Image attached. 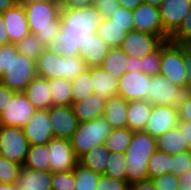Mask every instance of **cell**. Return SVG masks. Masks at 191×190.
Wrapping results in <instances>:
<instances>
[{"mask_svg": "<svg viewBox=\"0 0 191 190\" xmlns=\"http://www.w3.org/2000/svg\"><path fill=\"white\" fill-rule=\"evenodd\" d=\"M126 168L125 155L118 152H110L104 175L127 181Z\"/></svg>", "mask_w": 191, "mask_h": 190, "instance_id": "37", "label": "cell"}, {"mask_svg": "<svg viewBox=\"0 0 191 190\" xmlns=\"http://www.w3.org/2000/svg\"><path fill=\"white\" fill-rule=\"evenodd\" d=\"M18 2L19 0H0V14L16 5Z\"/></svg>", "mask_w": 191, "mask_h": 190, "instance_id": "59", "label": "cell"}, {"mask_svg": "<svg viewBox=\"0 0 191 190\" xmlns=\"http://www.w3.org/2000/svg\"><path fill=\"white\" fill-rule=\"evenodd\" d=\"M60 16V31L47 49L64 57L79 56L80 44L89 34L96 32L104 17L95 5L61 8Z\"/></svg>", "mask_w": 191, "mask_h": 190, "instance_id": "1", "label": "cell"}, {"mask_svg": "<svg viewBox=\"0 0 191 190\" xmlns=\"http://www.w3.org/2000/svg\"><path fill=\"white\" fill-rule=\"evenodd\" d=\"M156 150V138L145 131L133 132L132 140L124 153L129 184L149 179L148 161Z\"/></svg>", "mask_w": 191, "mask_h": 190, "instance_id": "3", "label": "cell"}, {"mask_svg": "<svg viewBox=\"0 0 191 190\" xmlns=\"http://www.w3.org/2000/svg\"><path fill=\"white\" fill-rule=\"evenodd\" d=\"M161 64V46L153 53L141 58V71L149 76L159 74Z\"/></svg>", "mask_w": 191, "mask_h": 190, "instance_id": "41", "label": "cell"}, {"mask_svg": "<svg viewBox=\"0 0 191 190\" xmlns=\"http://www.w3.org/2000/svg\"><path fill=\"white\" fill-rule=\"evenodd\" d=\"M30 34L48 47L57 37L61 27L58 0H41L23 4Z\"/></svg>", "mask_w": 191, "mask_h": 190, "instance_id": "2", "label": "cell"}, {"mask_svg": "<svg viewBox=\"0 0 191 190\" xmlns=\"http://www.w3.org/2000/svg\"><path fill=\"white\" fill-rule=\"evenodd\" d=\"M110 151L105 144L96 146L79 158V164L91 169L93 172L104 175Z\"/></svg>", "mask_w": 191, "mask_h": 190, "instance_id": "28", "label": "cell"}, {"mask_svg": "<svg viewBox=\"0 0 191 190\" xmlns=\"http://www.w3.org/2000/svg\"><path fill=\"white\" fill-rule=\"evenodd\" d=\"M22 128L30 145L47 144L54 138L48 109H37Z\"/></svg>", "mask_w": 191, "mask_h": 190, "instance_id": "17", "label": "cell"}, {"mask_svg": "<svg viewBox=\"0 0 191 190\" xmlns=\"http://www.w3.org/2000/svg\"><path fill=\"white\" fill-rule=\"evenodd\" d=\"M15 190H52V172L22 167Z\"/></svg>", "mask_w": 191, "mask_h": 190, "instance_id": "21", "label": "cell"}, {"mask_svg": "<svg viewBox=\"0 0 191 190\" xmlns=\"http://www.w3.org/2000/svg\"><path fill=\"white\" fill-rule=\"evenodd\" d=\"M150 78L151 76L142 71L125 72L119 78L117 95L127 101L147 100Z\"/></svg>", "mask_w": 191, "mask_h": 190, "instance_id": "13", "label": "cell"}, {"mask_svg": "<svg viewBox=\"0 0 191 190\" xmlns=\"http://www.w3.org/2000/svg\"><path fill=\"white\" fill-rule=\"evenodd\" d=\"M52 106L72 105L71 80L54 78L49 80Z\"/></svg>", "mask_w": 191, "mask_h": 190, "instance_id": "32", "label": "cell"}, {"mask_svg": "<svg viewBox=\"0 0 191 190\" xmlns=\"http://www.w3.org/2000/svg\"><path fill=\"white\" fill-rule=\"evenodd\" d=\"M191 94L188 87H179L161 74L151 76L148 101L152 106L167 105L178 109Z\"/></svg>", "mask_w": 191, "mask_h": 190, "instance_id": "6", "label": "cell"}, {"mask_svg": "<svg viewBox=\"0 0 191 190\" xmlns=\"http://www.w3.org/2000/svg\"><path fill=\"white\" fill-rule=\"evenodd\" d=\"M79 56L87 67H100L107 56L109 45L94 32L86 37L84 43L79 46Z\"/></svg>", "mask_w": 191, "mask_h": 190, "instance_id": "20", "label": "cell"}, {"mask_svg": "<svg viewBox=\"0 0 191 190\" xmlns=\"http://www.w3.org/2000/svg\"><path fill=\"white\" fill-rule=\"evenodd\" d=\"M72 104L95 93L91 81V67L71 81Z\"/></svg>", "mask_w": 191, "mask_h": 190, "instance_id": "34", "label": "cell"}, {"mask_svg": "<svg viewBox=\"0 0 191 190\" xmlns=\"http://www.w3.org/2000/svg\"><path fill=\"white\" fill-rule=\"evenodd\" d=\"M48 160L49 150L47 144L30 145L22 167L38 171H49Z\"/></svg>", "mask_w": 191, "mask_h": 190, "instance_id": "31", "label": "cell"}, {"mask_svg": "<svg viewBox=\"0 0 191 190\" xmlns=\"http://www.w3.org/2000/svg\"><path fill=\"white\" fill-rule=\"evenodd\" d=\"M172 155L156 150L148 161L149 179L171 173Z\"/></svg>", "mask_w": 191, "mask_h": 190, "instance_id": "35", "label": "cell"}, {"mask_svg": "<svg viewBox=\"0 0 191 190\" xmlns=\"http://www.w3.org/2000/svg\"><path fill=\"white\" fill-rule=\"evenodd\" d=\"M88 69L80 56L64 57L45 49L36 60L37 76L48 80L54 78H66L73 80Z\"/></svg>", "mask_w": 191, "mask_h": 190, "instance_id": "4", "label": "cell"}, {"mask_svg": "<svg viewBox=\"0 0 191 190\" xmlns=\"http://www.w3.org/2000/svg\"><path fill=\"white\" fill-rule=\"evenodd\" d=\"M179 45L183 48V50L188 54L191 55V38H186L182 40Z\"/></svg>", "mask_w": 191, "mask_h": 190, "instance_id": "60", "label": "cell"}, {"mask_svg": "<svg viewBox=\"0 0 191 190\" xmlns=\"http://www.w3.org/2000/svg\"><path fill=\"white\" fill-rule=\"evenodd\" d=\"M15 93L16 92L7 88L0 82V114L4 111L9 100L13 98Z\"/></svg>", "mask_w": 191, "mask_h": 190, "instance_id": "50", "label": "cell"}, {"mask_svg": "<svg viewBox=\"0 0 191 190\" xmlns=\"http://www.w3.org/2000/svg\"><path fill=\"white\" fill-rule=\"evenodd\" d=\"M95 7L99 10L100 14L104 18H109L122 6L119 4L118 0H102L97 2Z\"/></svg>", "mask_w": 191, "mask_h": 190, "instance_id": "48", "label": "cell"}, {"mask_svg": "<svg viewBox=\"0 0 191 190\" xmlns=\"http://www.w3.org/2000/svg\"><path fill=\"white\" fill-rule=\"evenodd\" d=\"M76 190H95L100 175L79 164L73 170Z\"/></svg>", "mask_w": 191, "mask_h": 190, "instance_id": "36", "label": "cell"}, {"mask_svg": "<svg viewBox=\"0 0 191 190\" xmlns=\"http://www.w3.org/2000/svg\"><path fill=\"white\" fill-rule=\"evenodd\" d=\"M109 18L128 32L134 30L133 10L121 7Z\"/></svg>", "mask_w": 191, "mask_h": 190, "instance_id": "43", "label": "cell"}, {"mask_svg": "<svg viewBox=\"0 0 191 190\" xmlns=\"http://www.w3.org/2000/svg\"><path fill=\"white\" fill-rule=\"evenodd\" d=\"M165 41L158 35L131 30L120 48L129 56L142 58L156 51Z\"/></svg>", "mask_w": 191, "mask_h": 190, "instance_id": "12", "label": "cell"}, {"mask_svg": "<svg viewBox=\"0 0 191 190\" xmlns=\"http://www.w3.org/2000/svg\"><path fill=\"white\" fill-rule=\"evenodd\" d=\"M22 165L9 161L0 154V183L16 184Z\"/></svg>", "mask_w": 191, "mask_h": 190, "instance_id": "39", "label": "cell"}, {"mask_svg": "<svg viewBox=\"0 0 191 190\" xmlns=\"http://www.w3.org/2000/svg\"><path fill=\"white\" fill-rule=\"evenodd\" d=\"M29 147L23 128L0 126V154L4 158L23 165Z\"/></svg>", "mask_w": 191, "mask_h": 190, "instance_id": "9", "label": "cell"}, {"mask_svg": "<svg viewBox=\"0 0 191 190\" xmlns=\"http://www.w3.org/2000/svg\"><path fill=\"white\" fill-rule=\"evenodd\" d=\"M123 8L134 10L138 5L143 3V0H118Z\"/></svg>", "mask_w": 191, "mask_h": 190, "instance_id": "58", "label": "cell"}, {"mask_svg": "<svg viewBox=\"0 0 191 190\" xmlns=\"http://www.w3.org/2000/svg\"><path fill=\"white\" fill-rule=\"evenodd\" d=\"M178 124V109L167 105L152 106L151 115L143 131L157 138Z\"/></svg>", "mask_w": 191, "mask_h": 190, "instance_id": "16", "label": "cell"}, {"mask_svg": "<svg viewBox=\"0 0 191 190\" xmlns=\"http://www.w3.org/2000/svg\"><path fill=\"white\" fill-rule=\"evenodd\" d=\"M0 190H15V184L0 183Z\"/></svg>", "mask_w": 191, "mask_h": 190, "instance_id": "62", "label": "cell"}, {"mask_svg": "<svg viewBox=\"0 0 191 190\" xmlns=\"http://www.w3.org/2000/svg\"><path fill=\"white\" fill-rule=\"evenodd\" d=\"M129 190H157L151 179L129 184Z\"/></svg>", "mask_w": 191, "mask_h": 190, "instance_id": "52", "label": "cell"}, {"mask_svg": "<svg viewBox=\"0 0 191 190\" xmlns=\"http://www.w3.org/2000/svg\"><path fill=\"white\" fill-rule=\"evenodd\" d=\"M133 132L129 128H115L106 137L105 146L110 152L124 154L132 140Z\"/></svg>", "mask_w": 191, "mask_h": 190, "instance_id": "33", "label": "cell"}, {"mask_svg": "<svg viewBox=\"0 0 191 190\" xmlns=\"http://www.w3.org/2000/svg\"><path fill=\"white\" fill-rule=\"evenodd\" d=\"M19 54L25 55L34 61L44 52L47 48L41 43V41L35 36V34H29L25 36L21 41L16 44Z\"/></svg>", "mask_w": 191, "mask_h": 190, "instance_id": "38", "label": "cell"}, {"mask_svg": "<svg viewBox=\"0 0 191 190\" xmlns=\"http://www.w3.org/2000/svg\"><path fill=\"white\" fill-rule=\"evenodd\" d=\"M191 168V150L172 155L171 174L181 176Z\"/></svg>", "mask_w": 191, "mask_h": 190, "instance_id": "42", "label": "cell"}, {"mask_svg": "<svg viewBox=\"0 0 191 190\" xmlns=\"http://www.w3.org/2000/svg\"><path fill=\"white\" fill-rule=\"evenodd\" d=\"M179 121L191 122V94L178 108Z\"/></svg>", "mask_w": 191, "mask_h": 190, "instance_id": "49", "label": "cell"}, {"mask_svg": "<svg viewBox=\"0 0 191 190\" xmlns=\"http://www.w3.org/2000/svg\"><path fill=\"white\" fill-rule=\"evenodd\" d=\"M36 109H49L52 106V95L49 80L36 76L23 92Z\"/></svg>", "mask_w": 191, "mask_h": 190, "instance_id": "23", "label": "cell"}, {"mask_svg": "<svg viewBox=\"0 0 191 190\" xmlns=\"http://www.w3.org/2000/svg\"><path fill=\"white\" fill-rule=\"evenodd\" d=\"M36 76V61L25 55L13 53L12 62L0 77V82L14 92H24Z\"/></svg>", "mask_w": 191, "mask_h": 190, "instance_id": "8", "label": "cell"}, {"mask_svg": "<svg viewBox=\"0 0 191 190\" xmlns=\"http://www.w3.org/2000/svg\"><path fill=\"white\" fill-rule=\"evenodd\" d=\"M94 1V5L99 2V1H102V0H93Z\"/></svg>", "mask_w": 191, "mask_h": 190, "instance_id": "64", "label": "cell"}, {"mask_svg": "<svg viewBox=\"0 0 191 190\" xmlns=\"http://www.w3.org/2000/svg\"><path fill=\"white\" fill-rule=\"evenodd\" d=\"M187 68L183 48L171 41L161 45V64L159 74L179 87H186Z\"/></svg>", "mask_w": 191, "mask_h": 190, "instance_id": "7", "label": "cell"}, {"mask_svg": "<svg viewBox=\"0 0 191 190\" xmlns=\"http://www.w3.org/2000/svg\"><path fill=\"white\" fill-rule=\"evenodd\" d=\"M34 1H41V0H19V3L25 4V3H28V2H34Z\"/></svg>", "mask_w": 191, "mask_h": 190, "instance_id": "63", "label": "cell"}, {"mask_svg": "<svg viewBox=\"0 0 191 190\" xmlns=\"http://www.w3.org/2000/svg\"><path fill=\"white\" fill-rule=\"evenodd\" d=\"M49 150L50 171L66 172L72 171L79 163V159L72 148L69 139L54 137L47 143Z\"/></svg>", "mask_w": 191, "mask_h": 190, "instance_id": "10", "label": "cell"}, {"mask_svg": "<svg viewBox=\"0 0 191 190\" xmlns=\"http://www.w3.org/2000/svg\"><path fill=\"white\" fill-rule=\"evenodd\" d=\"M152 112V105L146 100L128 101L127 128L143 131Z\"/></svg>", "mask_w": 191, "mask_h": 190, "instance_id": "26", "label": "cell"}, {"mask_svg": "<svg viewBox=\"0 0 191 190\" xmlns=\"http://www.w3.org/2000/svg\"><path fill=\"white\" fill-rule=\"evenodd\" d=\"M61 8H79L94 5L93 0H58Z\"/></svg>", "mask_w": 191, "mask_h": 190, "instance_id": "51", "label": "cell"}, {"mask_svg": "<svg viewBox=\"0 0 191 190\" xmlns=\"http://www.w3.org/2000/svg\"><path fill=\"white\" fill-rule=\"evenodd\" d=\"M10 43V38L6 30V24L5 21L0 14V45L8 44Z\"/></svg>", "mask_w": 191, "mask_h": 190, "instance_id": "55", "label": "cell"}, {"mask_svg": "<svg viewBox=\"0 0 191 190\" xmlns=\"http://www.w3.org/2000/svg\"><path fill=\"white\" fill-rule=\"evenodd\" d=\"M178 180L180 181L178 190H191V168L188 172L178 176Z\"/></svg>", "mask_w": 191, "mask_h": 190, "instance_id": "53", "label": "cell"}, {"mask_svg": "<svg viewBox=\"0 0 191 190\" xmlns=\"http://www.w3.org/2000/svg\"><path fill=\"white\" fill-rule=\"evenodd\" d=\"M157 150L175 155L190 150L189 143L178 127L156 138Z\"/></svg>", "mask_w": 191, "mask_h": 190, "instance_id": "27", "label": "cell"}, {"mask_svg": "<svg viewBox=\"0 0 191 190\" xmlns=\"http://www.w3.org/2000/svg\"><path fill=\"white\" fill-rule=\"evenodd\" d=\"M95 190H129V183L106 175H100Z\"/></svg>", "mask_w": 191, "mask_h": 190, "instance_id": "44", "label": "cell"}, {"mask_svg": "<svg viewBox=\"0 0 191 190\" xmlns=\"http://www.w3.org/2000/svg\"><path fill=\"white\" fill-rule=\"evenodd\" d=\"M100 67L119 79L129 67L128 55L121 48H110Z\"/></svg>", "mask_w": 191, "mask_h": 190, "instance_id": "29", "label": "cell"}, {"mask_svg": "<svg viewBox=\"0 0 191 190\" xmlns=\"http://www.w3.org/2000/svg\"><path fill=\"white\" fill-rule=\"evenodd\" d=\"M91 81L94 92L102 99L107 100L117 95L119 79L101 67H91Z\"/></svg>", "mask_w": 191, "mask_h": 190, "instance_id": "24", "label": "cell"}, {"mask_svg": "<svg viewBox=\"0 0 191 190\" xmlns=\"http://www.w3.org/2000/svg\"><path fill=\"white\" fill-rule=\"evenodd\" d=\"M1 15L6 24L10 43L17 44L25 36L30 34L23 4L18 2L16 5L1 13Z\"/></svg>", "mask_w": 191, "mask_h": 190, "instance_id": "19", "label": "cell"}, {"mask_svg": "<svg viewBox=\"0 0 191 190\" xmlns=\"http://www.w3.org/2000/svg\"><path fill=\"white\" fill-rule=\"evenodd\" d=\"M13 53H19L16 44L8 43L0 45V77L9 68Z\"/></svg>", "mask_w": 191, "mask_h": 190, "instance_id": "45", "label": "cell"}, {"mask_svg": "<svg viewBox=\"0 0 191 190\" xmlns=\"http://www.w3.org/2000/svg\"><path fill=\"white\" fill-rule=\"evenodd\" d=\"M186 38H191V11L183 19L179 28L169 37V41L179 44Z\"/></svg>", "mask_w": 191, "mask_h": 190, "instance_id": "47", "label": "cell"}, {"mask_svg": "<svg viewBox=\"0 0 191 190\" xmlns=\"http://www.w3.org/2000/svg\"><path fill=\"white\" fill-rule=\"evenodd\" d=\"M112 127L104 116L81 122L71 136L70 143L78 159L96 146L105 144Z\"/></svg>", "mask_w": 191, "mask_h": 190, "instance_id": "5", "label": "cell"}, {"mask_svg": "<svg viewBox=\"0 0 191 190\" xmlns=\"http://www.w3.org/2000/svg\"><path fill=\"white\" fill-rule=\"evenodd\" d=\"M191 11V0H164L159 12L164 27V41L179 28L183 19Z\"/></svg>", "mask_w": 191, "mask_h": 190, "instance_id": "14", "label": "cell"}, {"mask_svg": "<svg viewBox=\"0 0 191 190\" xmlns=\"http://www.w3.org/2000/svg\"><path fill=\"white\" fill-rule=\"evenodd\" d=\"M96 33L110 48H120L128 31L113 22L110 18H104L97 28Z\"/></svg>", "mask_w": 191, "mask_h": 190, "instance_id": "30", "label": "cell"}, {"mask_svg": "<svg viewBox=\"0 0 191 190\" xmlns=\"http://www.w3.org/2000/svg\"><path fill=\"white\" fill-rule=\"evenodd\" d=\"M164 0H143L144 3L151 4L153 6L159 7Z\"/></svg>", "mask_w": 191, "mask_h": 190, "instance_id": "61", "label": "cell"}, {"mask_svg": "<svg viewBox=\"0 0 191 190\" xmlns=\"http://www.w3.org/2000/svg\"><path fill=\"white\" fill-rule=\"evenodd\" d=\"M184 56H185V66L187 68L186 87L191 89V55H188L184 51Z\"/></svg>", "mask_w": 191, "mask_h": 190, "instance_id": "57", "label": "cell"}, {"mask_svg": "<svg viewBox=\"0 0 191 190\" xmlns=\"http://www.w3.org/2000/svg\"><path fill=\"white\" fill-rule=\"evenodd\" d=\"M52 190H76L73 170L52 173Z\"/></svg>", "mask_w": 191, "mask_h": 190, "instance_id": "40", "label": "cell"}, {"mask_svg": "<svg viewBox=\"0 0 191 190\" xmlns=\"http://www.w3.org/2000/svg\"><path fill=\"white\" fill-rule=\"evenodd\" d=\"M48 112L54 137L70 139L79 125L72 106H51Z\"/></svg>", "mask_w": 191, "mask_h": 190, "instance_id": "18", "label": "cell"}, {"mask_svg": "<svg viewBox=\"0 0 191 190\" xmlns=\"http://www.w3.org/2000/svg\"><path fill=\"white\" fill-rule=\"evenodd\" d=\"M105 101L99 95L93 93L89 97L73 103L71 106L79 123H81L104 116Z\"/></svg>", "mask_w": 191, "mask_h": 190, "instance_id": "22", "label": "cell"}, {"mask_svg": "<svg viewBox=\"0 0 191 190\" xmlns=\"http://www.w3.org/2000/svg\"><path fill=\"white\" fill-rule=\"evenodd\" d=\"M36 110L23 92H16L0 114V126L22 128L28 123Z\"/></svg>", "mask_w": 191, "mask_h": 190, "instance_id": "11", "label": "cell"}, {"mask_svg": "<svg viewBox=\"0 0 191 190\" xmlns=\"http://www.w3.org/2000/svg\"><path fill=\"white\" fill-rule=\"evenodd\" d=\"M157 190H178L180 181L171 173L160 175L151 179Z\"/></svg>", "mask_w": 191, "mask_h": 190, "instance_id": "46", "label": "cell"}, {"mask_svg": "<svg viewBox=\"0 0 191 190\" xmlns=\"http://www.w3.org/2000/svg\"><path fill=\"white\" fill-rule=\"evenodd\" d=\"M128 61H129V67L127 68V71L129 72L141 71V58H134L128 56Z\"/></svg>", "mask_w": 191, "mask_h": 190, "instance_id": "56", "label": "cell"}, {"mask_svg": "<svg viewBox=\"0 0 191 190\" xmlns=\"http://www.w3.org/2000/svg\"><path fill=\"white\" fill-rule=\"evenodd\" d=\"M134 30L158 35L164 40V27L159 7L142 3L133 10Z\"/></svg>", "mask_w": 191, "mask_h": 190, "instance_id": "15", "label": "cell"}, {"mask_svg": "<svg viewBox=\"0 0 191 190\" xmlns=\"http://www.w3.org/2000/svg\"><path fill=\"white\" fill-rule=\"evenodd\" d=\"M128 101L115 95L105 101L104 117L113 129L127 128Z\"/></svg>", "mask_w": 191, "mask_h": 190, "instance_id": "25", "label": "cell"}, {"mask_svg": "<svg viewBox=\"0 0 191 190\" xmlns=\"http://www.w3.org/2000/svg\"><path fill=\"white\" fill-rule=\"evenodd\" d=\"M177 127L182 133H184V137L185 139H187L189 143V148L191 150V122L179 121V124Z\"/></svg>", "mask_w": 191, "mask_h": 190, "instance_id": "54", "label": "cell"}]
</instances>
